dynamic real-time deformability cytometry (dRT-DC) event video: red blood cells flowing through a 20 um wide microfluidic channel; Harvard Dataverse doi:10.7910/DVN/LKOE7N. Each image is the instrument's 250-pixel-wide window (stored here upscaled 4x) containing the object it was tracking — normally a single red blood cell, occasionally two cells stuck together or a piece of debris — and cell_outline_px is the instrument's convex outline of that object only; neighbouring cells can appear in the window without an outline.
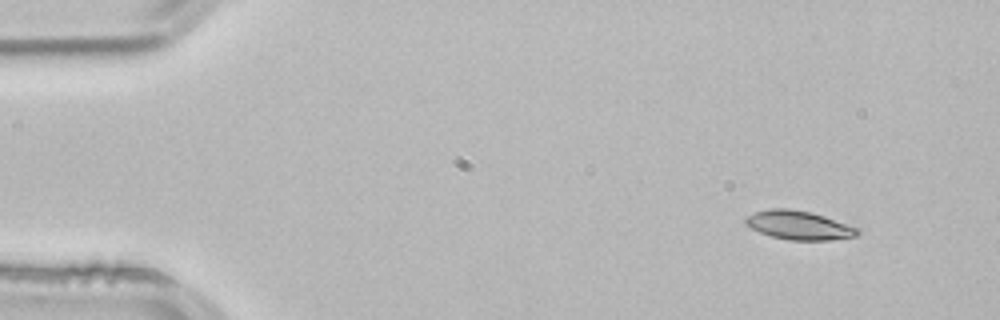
{"species": "common noctule bat (a hibernating species)", "species_latin": "Nyctalus noctula", "temperature_condition": "room temperature", "stored_images_in_passage": 3, "segment_of_instrument_passage": [2, 2], "camera_frame_rate_fps": 3000, "um_per_image_px": 0.085, "animal": {"sex": "male", "body_mass_g": 21.5, "forearm_length_mm": 52.0}, "frame": {"image": 1, "passage_image": 3, "time_ms": 0.667, "image_size_px": [1000, 320], "cell_outline_px": [[860, 232], [856, 236], [832, 240], [788, 240], [772, 236], [760, 232], [744, 224], [744, 216], [756, 212], [772, 208], [788, 208], [808, 212], [824, 216], [860, 228]], "centroid_in_image_um": [67.9, 19.15], "position_along_channel_um": 17.1, "area_um2": 18.79}}